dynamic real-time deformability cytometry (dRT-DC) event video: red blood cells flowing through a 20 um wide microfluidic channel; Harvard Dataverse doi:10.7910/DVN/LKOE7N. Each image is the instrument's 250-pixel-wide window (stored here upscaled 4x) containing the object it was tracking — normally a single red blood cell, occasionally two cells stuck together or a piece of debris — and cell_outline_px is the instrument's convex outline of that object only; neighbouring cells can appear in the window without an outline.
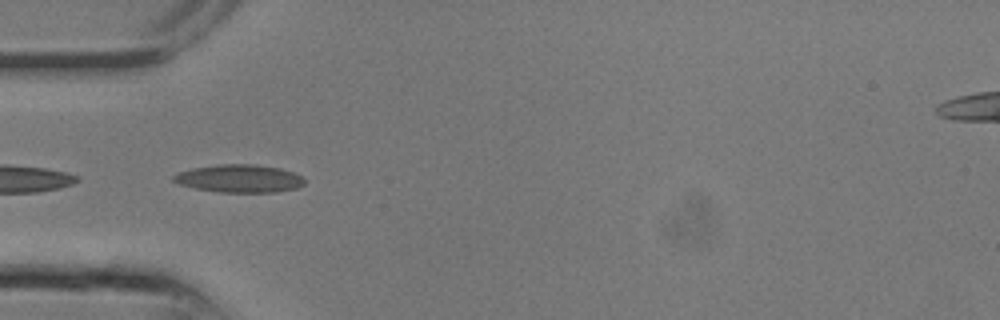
{"species": "common noctule bat (a hibernating species)", "species_latin": "Nyctalus noctula", "temperature_condition": "room temperature", "stored_images_in_passage": 24, "camera_frame_rate_fps": 3000, "um_per_image_px": 0.085, "animal": {"sex": "male", "body_mass_g": 13.3}, "frame": {"image": 1, "passage_image": 7, "time_ms": 2.0, "image_size_px": [1000, 320], "cell_outline_px": [[304, 184], [296, 188], [276, 192], [220, 192], [196, 188], [180, 184], [172, 180], [172, 176], [180, 172], [192, 168], [216, 164], [256, 164], [280, 168], [292, 172], [300, 176], [304, 180]], "centroid_in_image_um": [20.34, 15.16], "position_along_channel_um": 64.7, "area_um2": 21.15}}
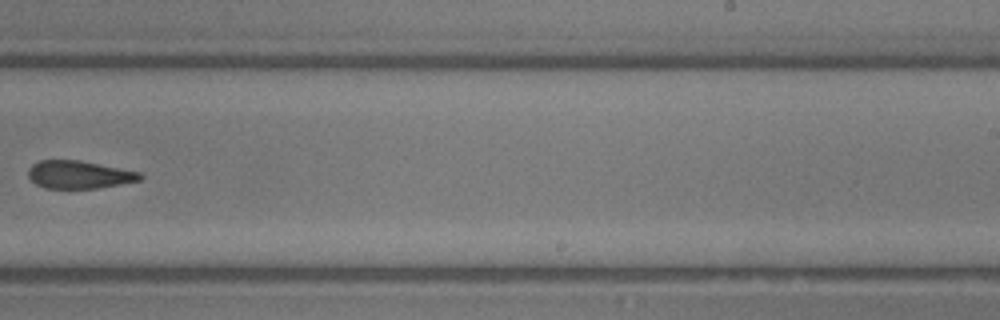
{"frame": {"image": 2, "passage_image": 15, "time_ms": 4.667, "image_size_px": [1000, 320], "cell_outline_px": [[144, 176], [140, 180], [96, 188], [44, 188], [36, 184], [28, 176], [28, 168], [32, 164], [40, 160], [80, 160], [140, 172]], "centroid_in_image_um": [6.69, 14.83], "position_along_channel_um": 282.3, "area_um2": 18.03}}
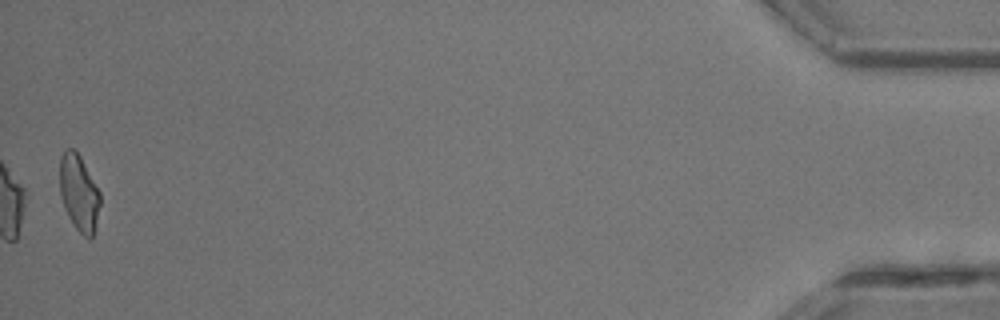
{"frame": {"image": 3, "passage_image": 24, "time_ms": 7.667, "image_size_px": [1000, 320], "cell_outline_px": [[100, 204], [92, 236], [88, 240], [76, 228], [68, 216], [64, 208], [60, 196], [60, 156], [68, 148], [76, 148], [100, 192]], "centroid_in_image_um": [6.7, 16.36], "position_along_channel_um": 428.5, "area_um2": 17.86}}